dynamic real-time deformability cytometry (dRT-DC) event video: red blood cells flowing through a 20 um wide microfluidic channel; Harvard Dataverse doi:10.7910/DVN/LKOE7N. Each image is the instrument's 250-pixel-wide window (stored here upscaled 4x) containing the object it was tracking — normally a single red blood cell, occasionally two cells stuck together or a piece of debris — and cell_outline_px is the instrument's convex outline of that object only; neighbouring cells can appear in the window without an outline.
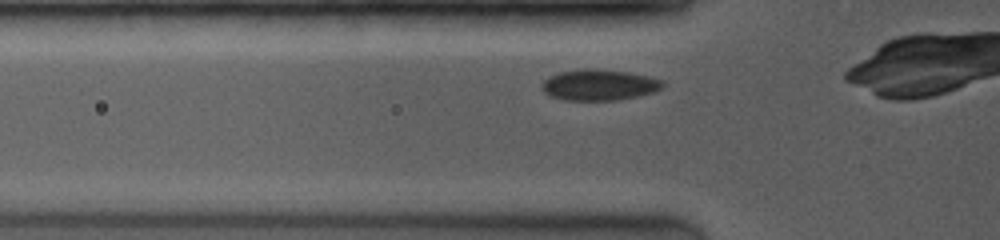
{"species": "common noctule bat (a hibernating species)", "species_latin": "Nyctalus noctula", "temperature_condition": "room temperature", "stored_images_in_passage": 37, "camera_frame_rate_fps": 4000, "um_per_image_px": 0.085, "animal": {"sex": "female", "body_mass_g": 19.0, "forearm_length_mm": 53.3}, "frame": {"image": 1, "passage_image": 2, "time_ms": 0.25, "image_size_px": [1000, 240], "cell_outline_px": [[664, 84], [660, 88], [652, 92], [640, 96], [616, 100], [564, 100], [552, 96], [544, 92], [540, 88], [540, 84], [548, 76], [560, 72], [628, 72], [660, 80]], "centroid_in_image_um": [50.88, 7.28], "position_along_channel_um": 74.9, "area_um2": 20.58}}
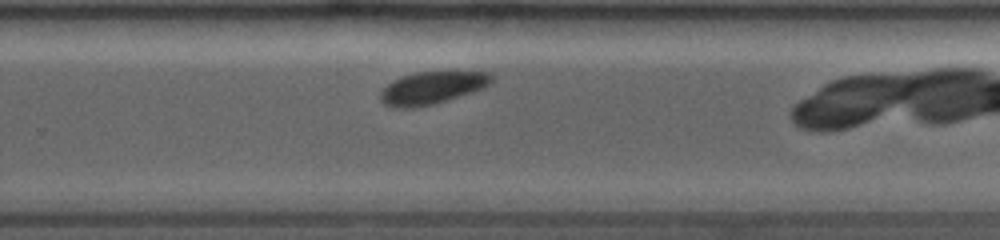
{"frame": {"image": 2, "passage_image": 24, "time_ms": 5.75, "image_size_px": [1000, 240], "cell_outline_px": [[492, 80], [488, 84], [480, 88], [432, 104], [412, 108], [392, 108], [384, 104], [380, 100], [380, 92], [388, 84], [404, 76], [416, 72], [484, 72], [492, 76]], "centroid_in_image_um": [36.62, 7.48], "position_along_channel_um": 293.2, "area_um2": 20.23}}
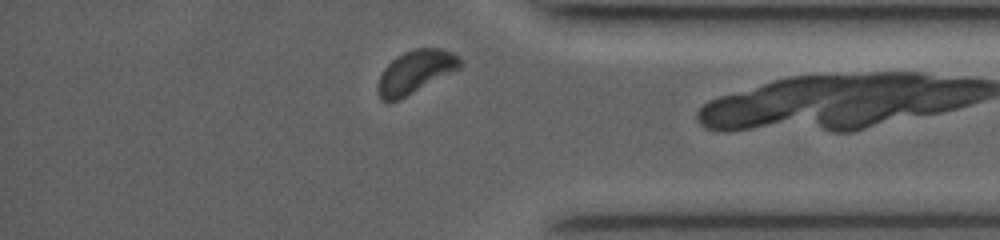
{"frame": {"image": 3, "passage_image": 35, "time_ms": 8.5, "image_size_px": [1000, 240], "cell_outline_px": [[464, 64], [460, 68], [400, 100], [388, 104], [380, 96], [376, 88], [380, 76], [384, 68], [392, 60], [404, 52], [416, 48], [440, 48], [452, 52]], "centroid_in_image_um": [35.3, 6.13], "position_along_channel_um": 399.9, "area_um2": 20.58}, "authors_computed_cell_mechanics": {"area_um2": 20.9814, "velocity_mm_per_s": 3.9776, "shape_relaxation_time_tau1_ms": 1.2421, "shape_relaxation_time_tau2_ms": null, "deformation_change_tau1": 0.0731, "deformation_change_tau2": null}}